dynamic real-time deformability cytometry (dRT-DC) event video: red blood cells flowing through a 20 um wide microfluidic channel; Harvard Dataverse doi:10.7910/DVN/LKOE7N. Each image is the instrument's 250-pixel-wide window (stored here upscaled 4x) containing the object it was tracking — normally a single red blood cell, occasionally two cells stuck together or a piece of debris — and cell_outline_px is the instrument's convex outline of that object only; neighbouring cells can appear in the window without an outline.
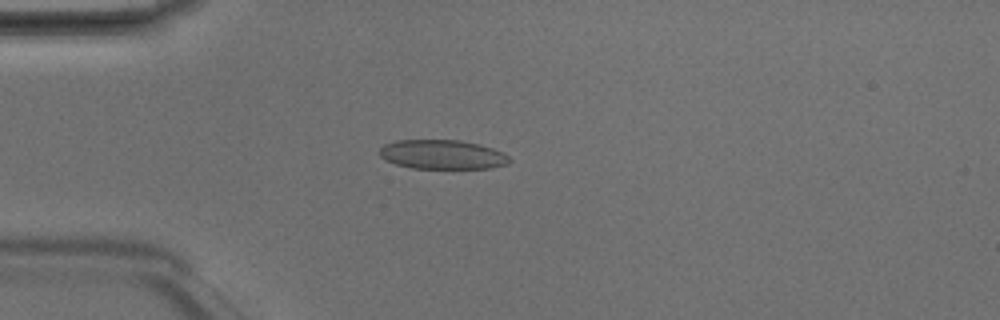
{"species": "Egyptian fruit bat (a non-hibernating species)", "species_latin": "Rousettus aegyptiacus", "temperature_condition": "room temperature", "stored_images_in_passage": 44, "camera_frame_rate_fps": 3000, "um_per_image_px": 0.085, "animal": {"sex": "male"}, "frame": {"image": 1, "passage_image": 9, "time_ms": 2.667, "image_size_px": [1000, 320], "cell_outline_px": [[512, 160], [508, 164], [492, 168], [412, 168], [396, 164], [380, 156], [380, 148], [384, 144], [396, 140], [460, 140], [492, 148], [504, 152]], "centroid_in_image_um": [37.63, 13.13], "position_along_channel_um": 47.4, "area_um2": 22.08}}
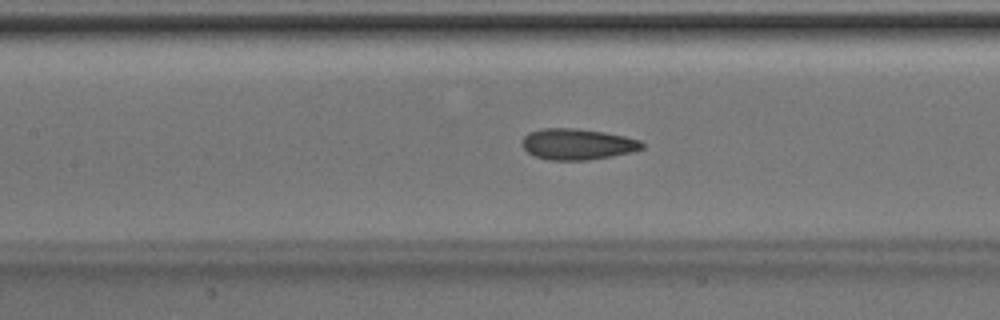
{"frame": {"image": 2, "passage_image": 18, "time_ms": 5.667, "image_size_px": [1000, 320], "cell_outline_px": [[644, 148], [632, 152], [612, 156], [588, 160], [548, 160], [536, 156], [528, 152], [524, 148], [524, 136], [528, 132], [544, 128], [576, 128], [604, 132], [624, 136], [640, 140], [644, 144]], "centroid_in_image_um": [49.11, 12.25], "position_along_channel_um": 158.3, "area_um2": 21.62}}
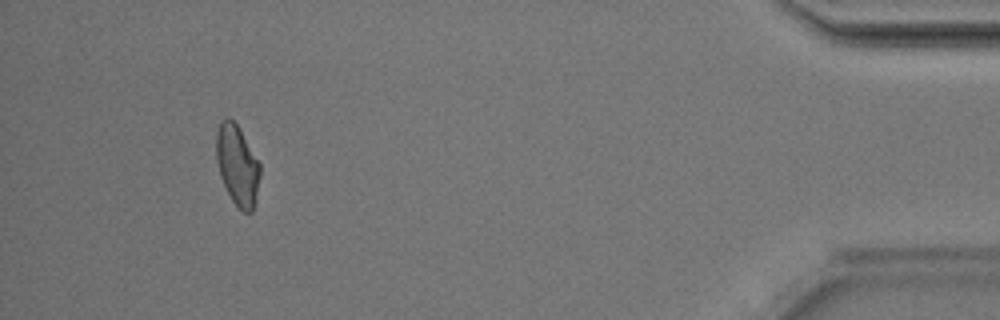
{"frame": {"image": 3, "passage_image": 41, "time_ms": 13.333, "image_size_px": [1000, 320], "cell_outline_px": [[260, 172], [252, 212], [244, 212], [232, 200], [220, 176], [216, 160], [216, 132], [220, 120], [228, 116], [236, 124], [260, 164]], "centroid_in_image_um": [20.14, 14.0], "position_along_channel_um": 415.1, "area_um2": 20.0}, "authors_computed_cell_mechanics": {"area_um2": 21.5883, "velocity_mm_per_s": 4.2101, "shape_relaxation_time_tau1_ms": 7.0035, "shape_relaxation_time_tau2_ms": 1.4179, "deformation_change_tau1": 0.1272, "deformation_change_tau2": 0.0936}}